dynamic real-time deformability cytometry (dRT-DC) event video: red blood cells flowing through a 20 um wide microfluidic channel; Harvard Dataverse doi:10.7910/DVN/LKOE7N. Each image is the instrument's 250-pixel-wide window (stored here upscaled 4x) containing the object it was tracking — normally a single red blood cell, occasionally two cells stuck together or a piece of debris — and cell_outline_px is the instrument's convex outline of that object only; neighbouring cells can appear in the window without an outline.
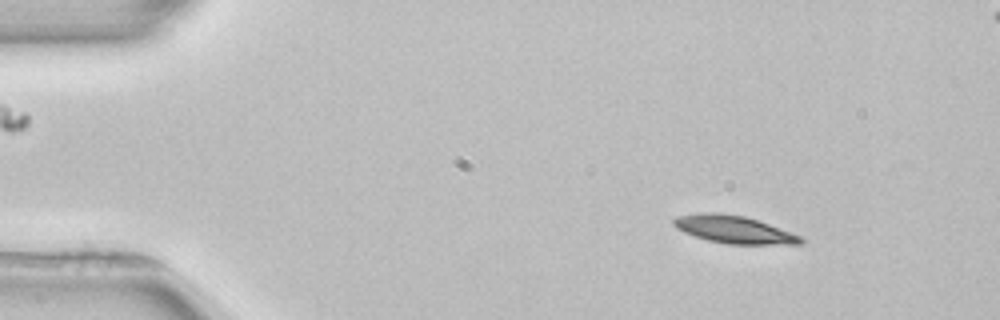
{"species": "common noctule bat (a hibernating species)", "species_latin": "Nyctalus noctula", "temperature_condition": "room temperature", "stored_images_in_passage": 4, "camera_frame_rate_fps": 3000, "um_per_image_px": 0.085, "animal": {"sex": "female", "body_mass_g": 22.7, "forearm_length_mm": 54.2}, "frame": {"image": 1, "passage_image": 1, "time_ms": 0.0, "image_size_px": [1000, 320], "cell_outline_px": [[804, 244], [728, 244], [708, 240], [684, 232], [676, 228], [672, 224], [672, 220], [676, 216], [696, 212], [720, 212], [744, 216], [792, 232], [800, 236], [804, 240]], "centroid_in_image_um": [62.34, 19.49], "position_along_channel_um": 22.7, "area_um2": 20.52}}